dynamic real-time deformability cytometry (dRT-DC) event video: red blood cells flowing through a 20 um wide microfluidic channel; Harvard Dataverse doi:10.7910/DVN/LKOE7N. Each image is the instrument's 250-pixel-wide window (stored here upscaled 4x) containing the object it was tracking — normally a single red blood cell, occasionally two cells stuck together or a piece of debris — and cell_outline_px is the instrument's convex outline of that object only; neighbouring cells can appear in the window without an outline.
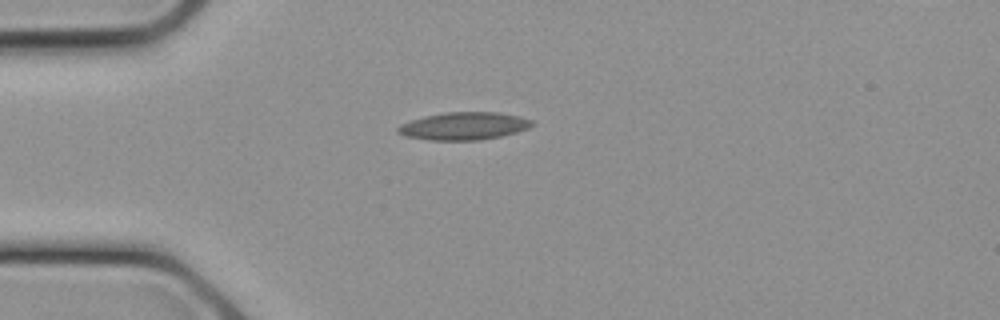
{"species": "common noctule bat (a hibernating species)", "species_latin": "Nyctalus noctula", "temperature_condition": "cold", "stored_images_in_passage": 2, "camera_frame_rate_fps": 3000, "um_per_image_px": 0.085, "animal": {"sex": "female", "body_mass_g": 21.9}, "frame": {"image": 1, "passage_image": 1, "time_ms": 0.0, "image_size_px": [1000, 320], "cell_outline_px": [[536, 124], [528, 128], [516, 132], [500, 136], [480, 140], [428, 140], [408, 136], [396, 132], [396, 128], [400, 124], [424, 116], [444, 112], [500, 112], [520, 116], [536, 120]], "centroid_in_image_um": [39.48, 10.7], "position_along_channel_um": 45.5, "area_um2": 21.79}}